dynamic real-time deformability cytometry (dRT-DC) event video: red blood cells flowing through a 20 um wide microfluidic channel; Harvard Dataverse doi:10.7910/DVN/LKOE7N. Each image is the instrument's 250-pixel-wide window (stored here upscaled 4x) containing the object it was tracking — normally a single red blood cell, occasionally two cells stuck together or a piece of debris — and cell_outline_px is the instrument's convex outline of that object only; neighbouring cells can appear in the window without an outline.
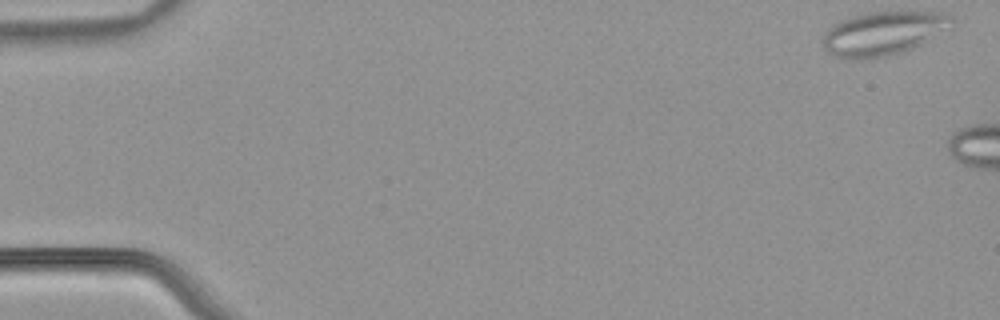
{"species": "common noctule bat (a hibernating species)", "species_latin": "Nyctalus noctula", "temperature_condition": "warm", "stored_images_in_passage": 5, "camera_frame_rate_fps": 3000, "um_per_image_px": 0.085, "animal": {"sex": "male", "body_mass_g": 21.5, "forearm_length_mm": 52.0}, "frame": {"image": 1, "passage_image": 1, "time_ms": 0.0, "image_size_px": [1000, 320], "cell_outline_px": [[952, 20], [916, 44], [900, 52], [884, 56], [856, 60], [836, 56], [828, 52], [824, 48], [824, 36], [832, 24], [840, 20], [852, 16], [868, 12], [940, 12], [952, 16]], "centroid_in_image_um": [74.88, 2.82], "position_along_channel_um": 10.1, "area_um2": 31.15}}